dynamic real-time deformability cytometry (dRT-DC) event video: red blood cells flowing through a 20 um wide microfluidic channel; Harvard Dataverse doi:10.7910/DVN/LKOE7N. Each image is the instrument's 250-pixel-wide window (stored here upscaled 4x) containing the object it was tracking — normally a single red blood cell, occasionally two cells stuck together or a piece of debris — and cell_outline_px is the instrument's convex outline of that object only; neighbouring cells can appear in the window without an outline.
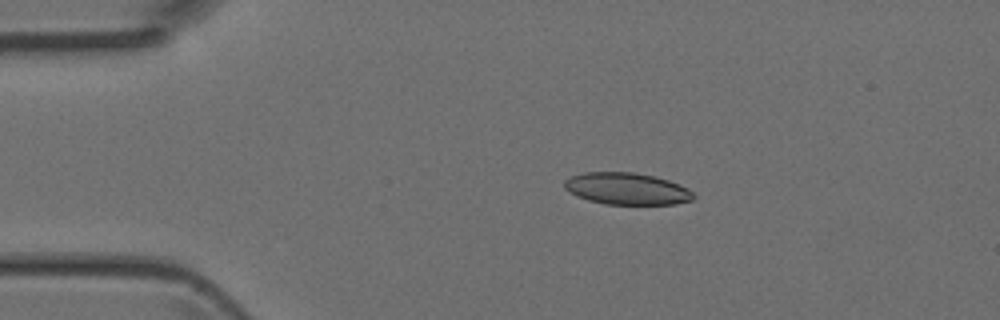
{"species": "Egyptian fruit bat (a non-hibernating species)", "species_latin": "Rousettus aegyptiacus", "temperature_condition": "room temperature", "stored_images_in_passage": 4, "camera_frame_rate_fps": 3000, "um_per_image_px": 0.085, "animal": {"sex": "female"}, "frame": {"image": 1, "passage_image": 3, "time_ms": 0.667, "image_size_px": [1000, 320], "cell_outline_px": [[696, 196], [692, 200], [676, 204], [604, 204], [588, 200], [576, 196], [568, 192], [564, 188], [564, 180], [572, 176], [584, 172], [632, 172], [656, 176], [680, 184], [688, 188]], "centroid_in_image_um": [53.28, 16.04], "position_along_channel_um": 31.7, "area_um2": 24.16}}